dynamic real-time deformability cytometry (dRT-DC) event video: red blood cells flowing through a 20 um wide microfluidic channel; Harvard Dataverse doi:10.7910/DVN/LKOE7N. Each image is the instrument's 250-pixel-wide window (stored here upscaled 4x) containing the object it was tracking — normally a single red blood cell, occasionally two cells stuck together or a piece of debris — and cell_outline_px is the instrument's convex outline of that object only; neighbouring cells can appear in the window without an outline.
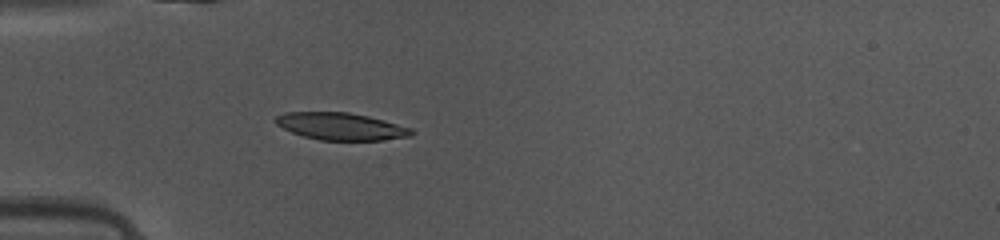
{"species": "common noctule bat (a hibernating species)", "species_latin": "Nyctalus noctula", "temperature_condition": "warm", "stored_images_in_passage": 33, "camera_frame_rate_fps": 3000, "um_per_image_px": 0.085, "animal": {"sex": "female", "body_mass_g": 10.0, "forearm_length_mm": 53.1}, "frame": {"image": 1, "passage_image": 3, "time_ms": 0.667, "image_size_px": [1000, 240], "cell_outline_px": [[416, 132], [412, 136], [380, 140], [320, 140], [304, 136], [292, 132], [276, 124], [272, 120], [276, 116], [284, 112], [348, 112], [368, 116], [412, 128]], "centroid_in_image_um": [28.97, 10.74], "position_along_channel_um": 56.0, "area_um2": 21.56}}
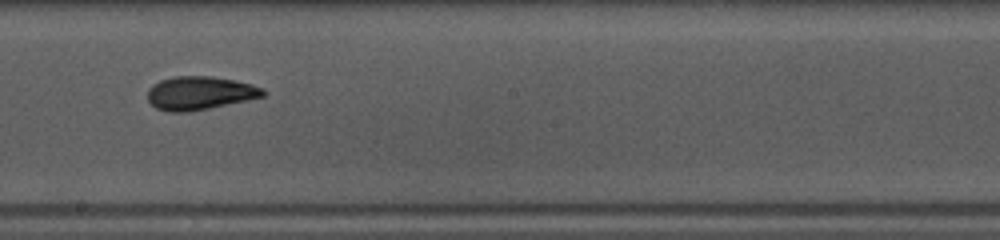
{"frame": {"image": 2, "passage_image": 16, "time_ms": 5.0, "image_size_px": [1000, 240], "cell_outline_px": [[268, 92], [264, 96], [248, 100], [188, 112], [168, 112], [156, 108], [148, 100], [148, 88], [152, 84], [160, 80], [172, 76], [212, 76], [252, 84], [264, 88]], "centroid_in_image_um": [16.98, 7.9], "position_along_channel_um": 231.2, "area_um2": 22.6}}
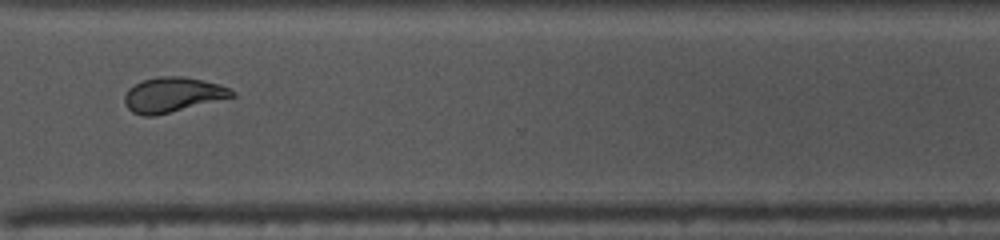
{"frame": {"image": 3, "passage_image": 25, "time_ms": 8.0, "image_size_px": [1000, 240], "cell_outline_px": [[236, 96], [156, 116], [144, 116], [132, 112], [124, 104], [124, 96], [128, 88], [144, 80], [160, 76], [184, 76], [216, 84], [228, 88], [236, 92]], "centroid_in_image_um": [14.65, 8.07], "position_along_channel_um": 355.9, "area_um2": 21.73}, "authors_computed_cell_mechanics": {"area_um2": 21.9062, "velocity_mm_per_s": 4.1681, "shape_relaxation_time_tau1_ms": 5.4745, "shape_relaxation_time_tau2_ms": 2.398, "deformation_change_tau1": 0.1871, "deformation_change_tau2": 0.0542}}